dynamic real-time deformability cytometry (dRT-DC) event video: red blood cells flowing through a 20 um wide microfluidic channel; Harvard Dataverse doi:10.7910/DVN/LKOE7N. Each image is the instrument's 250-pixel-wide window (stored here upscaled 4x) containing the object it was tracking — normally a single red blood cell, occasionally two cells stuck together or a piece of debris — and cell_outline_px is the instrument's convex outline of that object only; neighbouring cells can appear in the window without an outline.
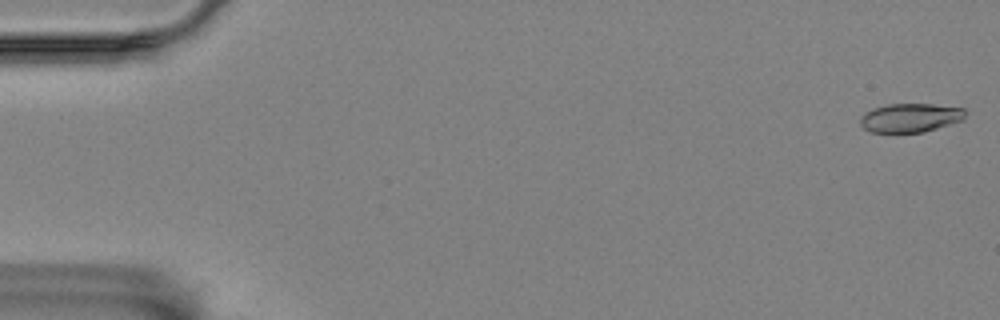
{"species": "Egyptian fruit bat (a non-hibernating species)", "species_latin": "Rousettus aegyptiacus", "temperature_condition": "room temperature", "stored_images_in_passage": 5, "camera_frame_rate_fps": 3000, "um_per_image_px": 0.085, "animal": {"sex": "female"}, "frame": {"image": 1, "passage_image": 1, "time_ms": 0.0, "image_size_px": [1000, 320], "cell_outline_px": [[964, 120], [924, 132], [872, 132], [864, 128], [860, 124], [860, 116], [872, 108], [888, 104], [932, 104], [964, 108]], "centroid_in_image_um": [77.37, 10.0], "position_along_channel_um": 7.6, "area_um2": 17.63}}
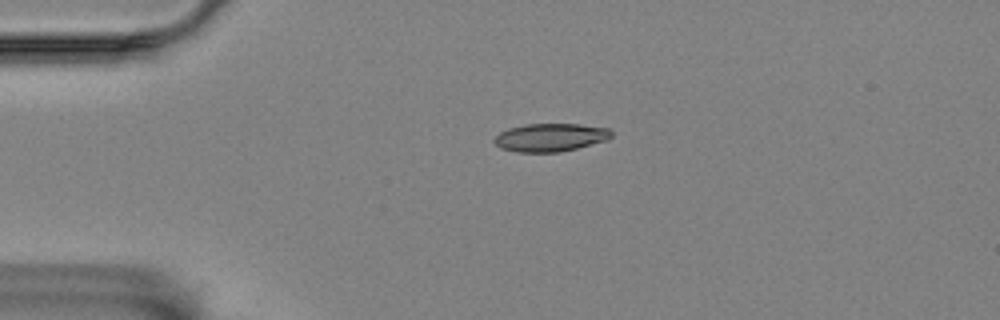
{"frame": {"image": 2, "passage_image": 4, "time_ms": 4.0, "image_size_px": [1000, 320], "cell_outline_px": [[612, 136], [608, 140], [560, 152], [516, 152], [500, 148], [492, 140], [500, 132], [508, 128], [528, 124], [580, 124], [608, 128], [612, 132]], "centroid_in_image_um": [46.78, 11.68], "position_along_channel_um": 38.2, "area_um2": 19.19}}